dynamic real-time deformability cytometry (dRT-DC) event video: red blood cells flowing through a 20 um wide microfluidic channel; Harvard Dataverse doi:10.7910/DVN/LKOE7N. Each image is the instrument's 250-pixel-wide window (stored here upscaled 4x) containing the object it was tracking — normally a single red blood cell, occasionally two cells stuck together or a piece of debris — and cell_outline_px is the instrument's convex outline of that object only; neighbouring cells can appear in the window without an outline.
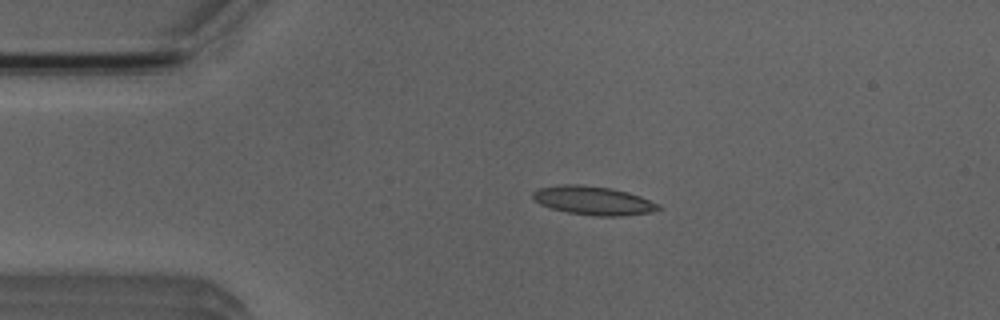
{"species": "Egyptian fruit bat (a non-hibernating species)", "species_latin": "Rousettus aegyptiacus", "temperature_condition": "room temperature", "stored_images_in_passage": 4, "camera_frame_rate_fps": 3000, "um_per_image_px": 0.085, "animal": {"sex": "male"}, "frame": {"image": 1, "passage_image": 3, "time_ms": 2.333, "image_size_px": [1000, 320], "cell_outline_px": [[664, 208], [652, 212], [620, 216], [596, 216], [568, 212], [552, 208], [540, 204], [532, 200], [532, 192], [540, 188], [560, 184], [580, 184], [612, 188], [628, 192], [640, 196], [660, 204]], "centroid_in_image_um": [50.44, 17.04], "position_along_channel_um": 34.6, "area_um2": 21.15}}